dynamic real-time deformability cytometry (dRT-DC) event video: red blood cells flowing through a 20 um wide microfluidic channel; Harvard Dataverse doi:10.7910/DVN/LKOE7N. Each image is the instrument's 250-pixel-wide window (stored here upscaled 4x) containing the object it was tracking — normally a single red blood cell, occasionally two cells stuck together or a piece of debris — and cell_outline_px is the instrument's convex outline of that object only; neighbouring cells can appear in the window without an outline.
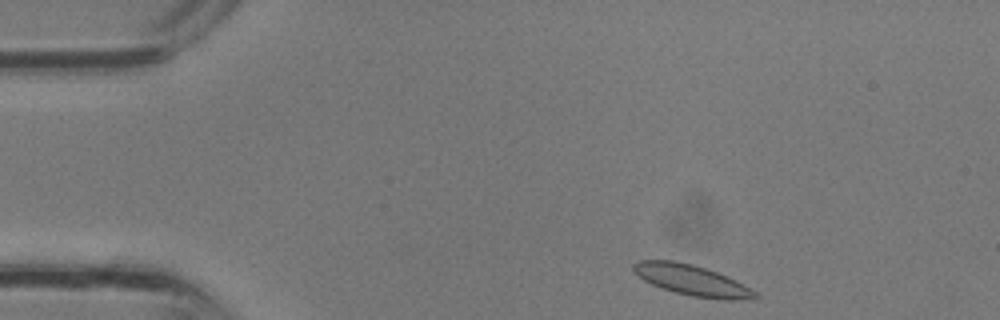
{"species": "common noctule bat (a hibernating species)", "species_latin": "Nyctalus noctula", "temperature_condition": "room temperature", "stored_images_in_passage": 30, "camera_frame_rate_fps": 3000, "um_per_image_px": 0.085, "animal": {"sex": "male", "body_mass_g": 13.3}, "frame": {"image": 1, "passage_image": 1, "time_ms": 0.0, "image_size_px": [1000, 320], "cell_outline_px": [[760, 296], [732, 300], [724, 300], [692, 296], [660, 288], [644, 280], [632, 272], [632, 264], [636, 260], [672, 260], [692, 264], [728, 276], [736, 280], [756, 292]], "centroid_in_image_um": [58.74, 23.8], "position_along_channel_um": 26.3, "area_um2": 21.62}}
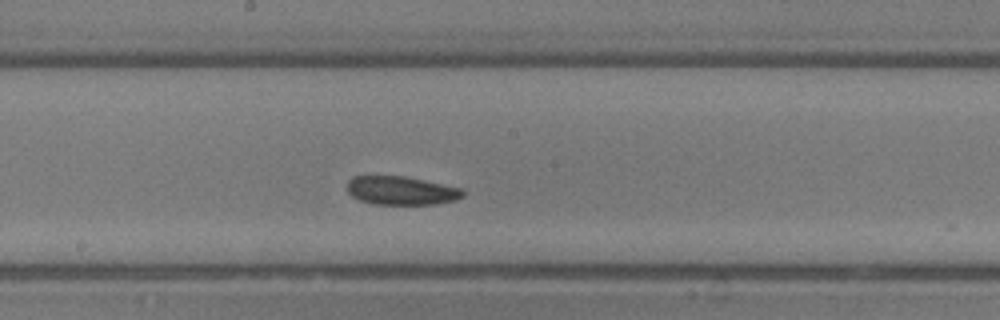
{"frame": {"image": 2, "passage_image": 14, "time_ms": 4.333, "image_size_px": [1000, 320], "cell_outline_px": [[464, 196], [456, 200], [436, 204], [372, 204], [360, 200], [352, 196], [348, 192], [348, 180], [352, 176], [404, 176], [460, 188], [464, 192]], "centroid_in_image_um": [34.09, 16.2], "position_along_channel_um": 214.1, "area_um2": 19.13}}
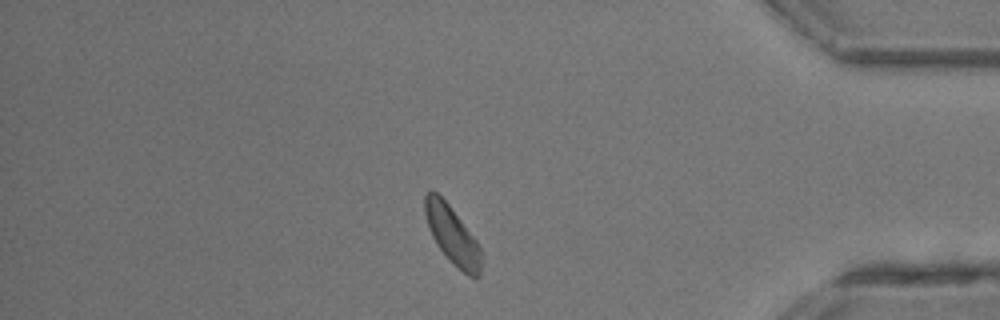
{"frame": {"image": 3, "passage_image": 25, "time_ms": 8.0, "image_size_px": [1000, 320], "cell_outline_px": [[480, 276], [476, 280], [468, 276], [448, 260], [432, 236], [428, 228], [424, 212], [424, 196], [432, 188], [448, 204], [476, 240], [480, 248]], "centroid_in_image_um": [38.42, 20.0], "position_along_channel_um": 396.8, "area_um2": 18.84}}